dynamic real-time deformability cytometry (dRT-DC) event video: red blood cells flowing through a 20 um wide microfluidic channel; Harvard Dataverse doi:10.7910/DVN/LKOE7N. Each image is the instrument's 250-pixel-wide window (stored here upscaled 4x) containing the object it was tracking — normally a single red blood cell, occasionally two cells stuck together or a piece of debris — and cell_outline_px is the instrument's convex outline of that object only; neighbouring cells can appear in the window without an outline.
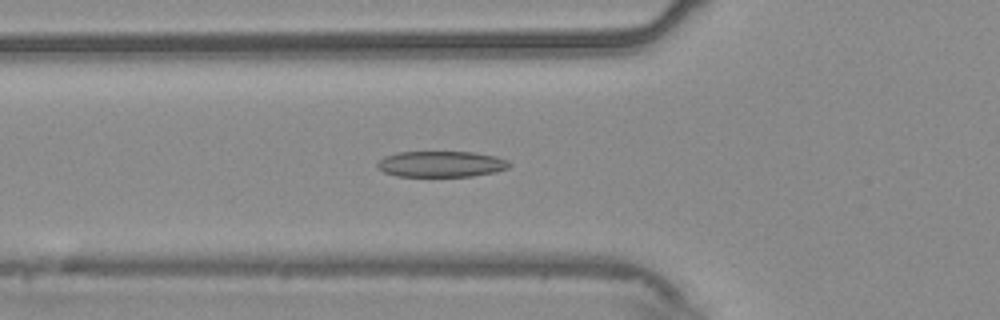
{"species": "common noctule bat (a hibernating species)", "species_latin": "Nyctalus noctula", "temperature_condition": "warm", "stored_images_in_passage": 54, "camera_frame_rate_fps": 3000, "um_per_image_px": 0.085, "animal": {"sex": "male", "body_mass_g": 20.4}, "frame": {"image": 1, "passage_image": 18, "time_ms": 5.667, "image_size_px": [1000, 320], "cell_outline_px": [[512, 164], [508, 168], [496, 172], [472, 176], [396, 176], [384, 172], [376, 164], [384, 156], [400, 152], [476, 152], [496, 156], [508, 160]], "centroid_in_image_um": [37.55, 13.94], "position_along_channel_um": 88.3, "area_um2": 20.0}}
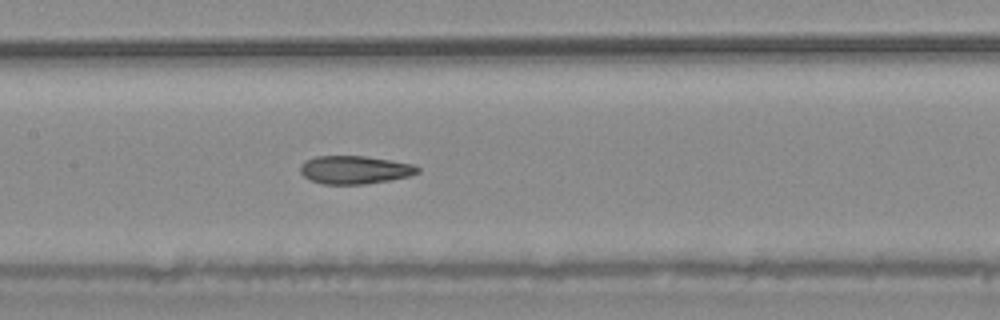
{"frame": {"image": 2, "passage_image": 25, "time_ms": 8.0, "image_size_px": [1000, 320], "cell_outline_px": [[420, 172], [408, 176], [388, 180], [364, 184], [324, 184], [312, 180], [304, 176], [300, 172], [300, 164], [316, 156], [364, 156], [412, 164], [420, 168]], "centroid_in_image_um": [30.14, 14.43], "position_along_channel_um": 177.3, "area_um2": 18.96}}
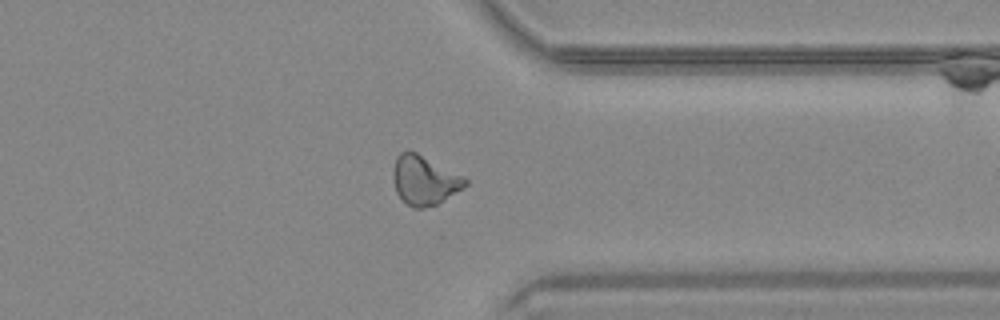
{"frame": {"image": 3, "passage_image": 41, "time_ms": 13.333, "image_size_px": [1000, 320], "cell_outline_px": [[468, 184], [464, 188], [436, 204], [424, 208], [412, 208], [396, 192], [392, 176], [392, 172], [396, 156], [400, 152], [416, 152], [464, 176], [468, 180]], "centroid_in_image_um": [36.07, 15.32], "position_along_channel_um": 375.3, "area_um2": 20.58}, "authors_computed_cell_mechanics": {"area_um2": 20.23, "velocity_mm_per_s": 3.7748, "shape_relaxation_time_tau1_ms": 7.3989, "shape_relaxation_time_tau2_ms": 2.2858, "deformation_change_tau1": 0.2021, "deformation_change_tau2": 0.1036}}